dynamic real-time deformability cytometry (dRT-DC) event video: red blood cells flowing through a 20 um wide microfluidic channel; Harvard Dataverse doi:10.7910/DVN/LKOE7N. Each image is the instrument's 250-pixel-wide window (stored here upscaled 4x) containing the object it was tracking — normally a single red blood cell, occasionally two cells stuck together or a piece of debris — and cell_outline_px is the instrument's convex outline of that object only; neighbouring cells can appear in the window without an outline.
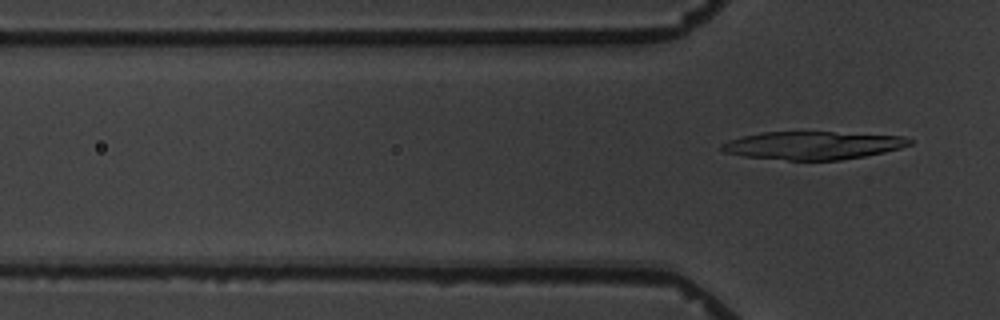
{"species": "common noctule bat (a hibernating species)", "species_latin": "Nyctalus noctula", "temperature_condition": "warm", "stored_images_in_passage": 7, "camera_frame_rate_fps": 3000, "um_per_image_px": 0.085, "animal": {"sex": "male", "body_mass_g": 19.5, "forearm_length_mm": 54.6}, "frame": {"image": 1, "passage_image": 7, "time_ms": 6.667, "image_size_px": [1000, 320], "cell_outline_px": [[912, 144], [900, 148], [884, 152], [864, 156], [840, 160], [788, 160], [744, 156], [724, 152], [720, 148], [720, 144], [728, 140], [740, 136], [760, 132], [832, 132], [904, 136], [912, 140]], "centroid_in_image_um": [69.06, 12.35], "position_along_channel_um": 56.7, "area_um2": 30.69}}